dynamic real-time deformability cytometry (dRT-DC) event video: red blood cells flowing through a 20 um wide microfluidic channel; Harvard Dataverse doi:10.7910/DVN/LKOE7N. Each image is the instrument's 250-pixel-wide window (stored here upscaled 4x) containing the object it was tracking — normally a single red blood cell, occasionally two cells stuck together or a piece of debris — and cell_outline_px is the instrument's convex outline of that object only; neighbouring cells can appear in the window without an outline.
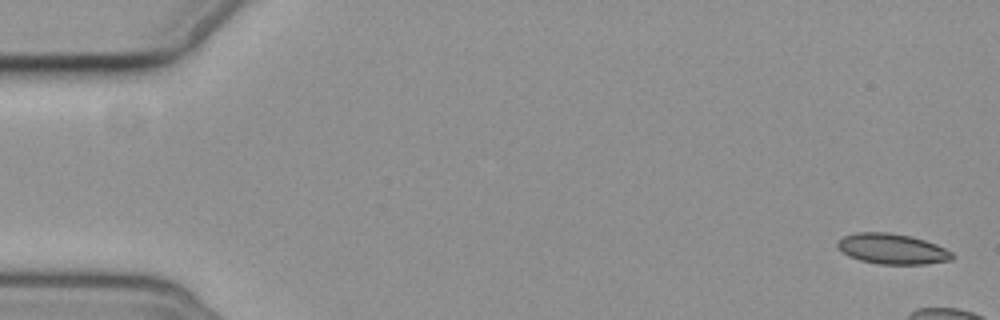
{"species": "common noctule bat (a hibernating species)", "species_latin": "Nyctalus noctula", "temperature_condition": "cold", "stored_images_in_passage": 7, "camera_frame_rate_fps": 3000, "um_per_image_px": 0.085, "animal": {"sex": "female", "body_mass_g": 19.3, "forearm_length_mm": 54.1}, "frame": {"image": 1, "passage_image": 1, "time_ms": 0.0, "image_size_px": [1000, 320], "cell_outline_px": [[956, 256], [952, 260], [924, 264], [880, 264], [860, 260], [848, 256], [836, 244], [844, 236], [856, 232], [888, 232], [912, 236], [936, 244], [952, 252]], "centroid_in_image_um": [75.87, 21.15], "position_along_channel_um": 9.1, "area_um2": 20.29}}